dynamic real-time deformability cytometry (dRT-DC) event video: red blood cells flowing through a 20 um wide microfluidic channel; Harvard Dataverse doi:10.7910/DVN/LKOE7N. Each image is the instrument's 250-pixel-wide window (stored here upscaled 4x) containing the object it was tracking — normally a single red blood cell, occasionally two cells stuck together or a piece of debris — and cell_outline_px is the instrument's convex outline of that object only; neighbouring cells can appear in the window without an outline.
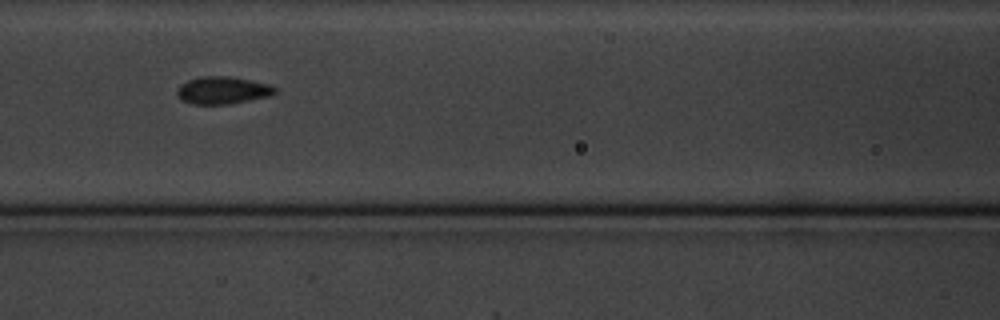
{"species": "common noctule bat (a hibernating species)", "species_latin": "Nyctalus noctula", "temperature_condition": "cold", "stored_images_in_passage": 11, "camera_frame_rate_fps": 3000, "um_per_image_px": 0.085, "animal": {"sex": "male", "body_mass_g": 20.1, "forearm_length_mm": 53.5}, "frame": {"image": 1, "passage_image": 4, "time_ms": 3.333, "image_size_px": [1000, 320], "cell_outline_px": [[276, 92], [268, 96], [228, 104], [192, 104], [180, 100], [176, 96], [176, 88], [180, 84], [188, 80], [204, 76], [228, 76], [252, 80], [272, 84], [276, 88]], "centroid_in_image_um": [18.88, 7.67], "position_along_channel_um": 147.7, "area_um2": 15.78}}
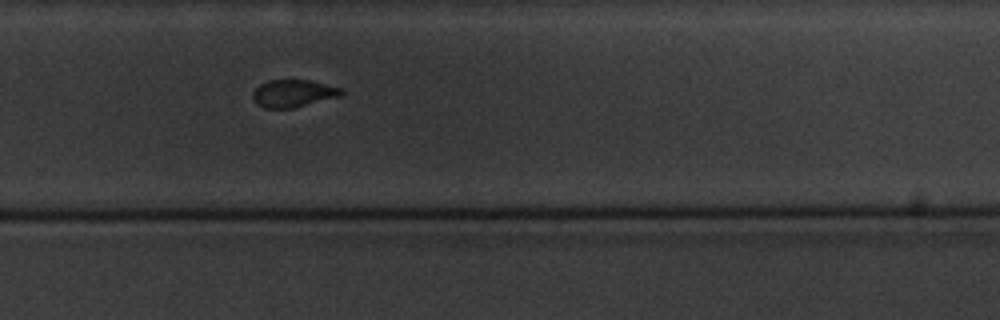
{"frame": {"image": 2, "passage_image": 8, "time_ms": 8.0, "image_size_px": [1000, 320], "cell_outline_px": [[344, 92], [340, 96], [292, 108], [264, 108], [256, 104], [252, 96], [252, 92], [260, 84], [268, 80], [312, 80], [340, 88]], "centroid_in_image_um": [24.89, 7.93], "position_along_channel_um": 304.9, "area_um2": 14.1}}
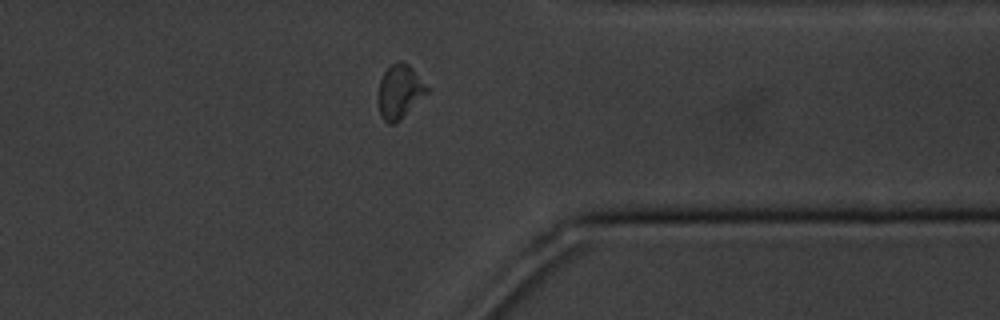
{"frame": {"image": 3, "passage_image": 10, "time_ms": 10.333, "image_size_px": [1000, 320], "cell_outline_px": [[432, 88], [396, 124], [388, 124], [380, 116], [376, 96], [380, 80], [384, 72], [392, 64], [400, 60], [404, 60]], "centroid_in_image_um": [33.97, 7.79], "position_along_channel_um": 377.4, "area_um2": 15.78}}